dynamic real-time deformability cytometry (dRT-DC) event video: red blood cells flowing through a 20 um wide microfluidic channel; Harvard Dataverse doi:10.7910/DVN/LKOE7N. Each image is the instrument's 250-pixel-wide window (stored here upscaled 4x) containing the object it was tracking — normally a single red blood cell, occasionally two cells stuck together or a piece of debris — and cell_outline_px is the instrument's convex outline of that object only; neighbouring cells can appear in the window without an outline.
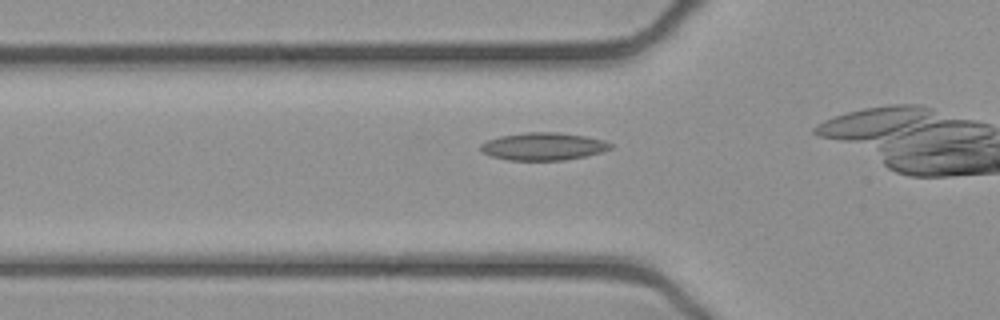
{"species": "common noctule bat (a hibernating species)", "species_latin": "Nyctalus noctula", "temperature_condition": "cold", "stored_images_in_passage": 14, "camera_frame_rate_fps": 3000, "um_per_image_px": 0.085, "animal": {"sex": "female", "body_mass_g": 21.9}, "frame": {"image": 1, "passage_image": 10, "time_ms": 3.0, "image_size_px": [1000, 320], "cell_outline_px": [[612, 148], [600, 152], [584, 156], [564, 160], [508, 160], [492, 156], [480, 152], [480, 144], [488, 140], [500, 136], [524, 132], [560, 132], [584, 136], [604, 140], [612, 144]], "centroid_in_image_um": [46.15, 12.44], "position_along_channel_um": 79.6, "area_um2": 20.87}}